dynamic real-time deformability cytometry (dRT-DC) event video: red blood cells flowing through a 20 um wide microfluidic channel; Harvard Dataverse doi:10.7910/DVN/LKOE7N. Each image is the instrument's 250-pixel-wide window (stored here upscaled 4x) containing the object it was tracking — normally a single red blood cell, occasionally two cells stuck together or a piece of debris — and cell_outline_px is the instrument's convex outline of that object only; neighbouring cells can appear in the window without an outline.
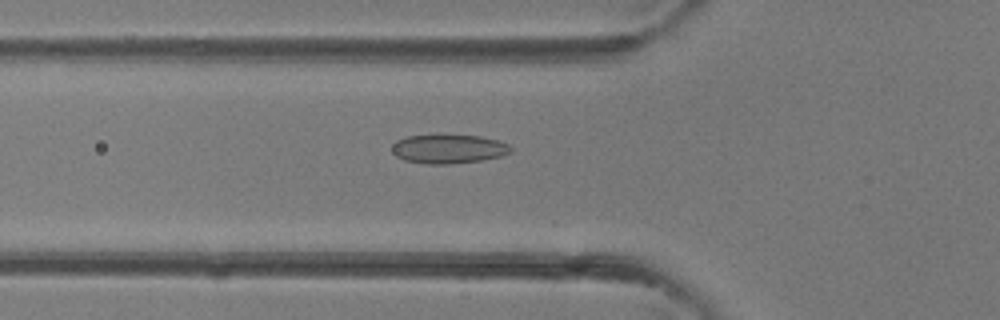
{"species": "common noctule bat (a hibernating species)", "species_latin": "Nyctalus noctula", "temperature_condition": "room temperature", "stored_images_in_passage": 41, "camera_frame_rate_fps": 3000, "um_per_image_px": 0.085, "animal": {"sex": "female"}, "frame": {"image": 1, "passage_image": 15, "time_ms": 4.667, "image_size_px": [1000, 320], "cell_outline_px": [[512, 152], [500, 156], [480, 160], [452, 164], [428, 164], [404, 160], [396, 156], [392, 152], [392, 144], [396, 140], [408, 136], [480, 136], [496, 140], [508, 144], [512, 148]], "centroid_in_image_um": [38.11, 12.67], "position_along_channel_um": 87.7, "area_um2": 19.77}}
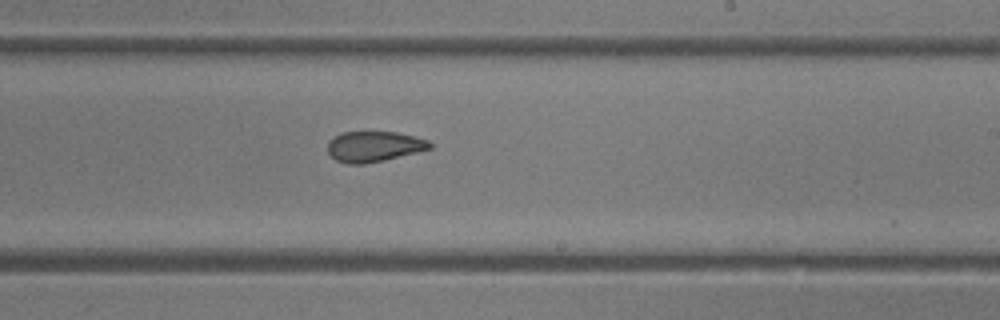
{"frame": {"image": 2, "passage_image": 25, "time_ms": 8.0, "image_size_px": [1000, 320], "cell_outline_px": [[432, 148], [384, 160], [364, 164], [348, 164], [336, 160], [328, 152], [328, 140], [344, 132], [396, 132], [416, 136], [428, 140], [432, 144]], "centroid_in_image_um": [31.8, 12.45], "position_along_channel_um": 257.2, "area_um2": 18.09}}
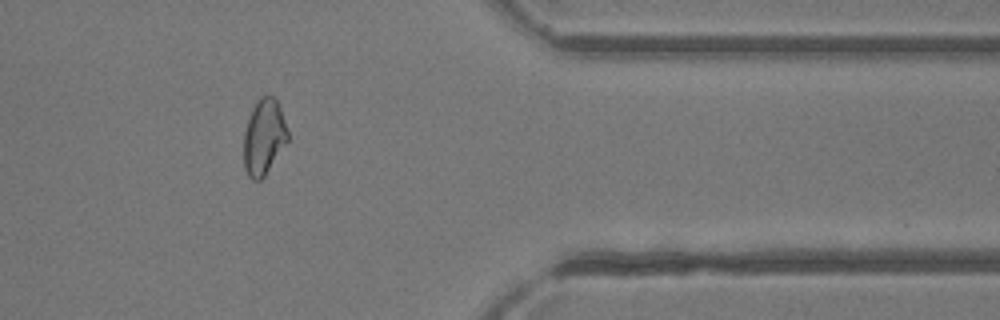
{"frame": {"image": 3, "passage_image": 34, "time_ms": 11.0, "image_size_px": [1000, 320], "cell_outline_px": [[288, 140], [264, 176], [260, 180], [252, 180], [248, 176], [244, 168], [244, 132], [252, 108], [256, 100], [260, 96], [272, 96], [276, 100], [280, 108], [288, 132]], "centroid_in_image_um": [22.41, 11.64], "position_along_channel_um": 389.0, "area_um2": 19.19}}